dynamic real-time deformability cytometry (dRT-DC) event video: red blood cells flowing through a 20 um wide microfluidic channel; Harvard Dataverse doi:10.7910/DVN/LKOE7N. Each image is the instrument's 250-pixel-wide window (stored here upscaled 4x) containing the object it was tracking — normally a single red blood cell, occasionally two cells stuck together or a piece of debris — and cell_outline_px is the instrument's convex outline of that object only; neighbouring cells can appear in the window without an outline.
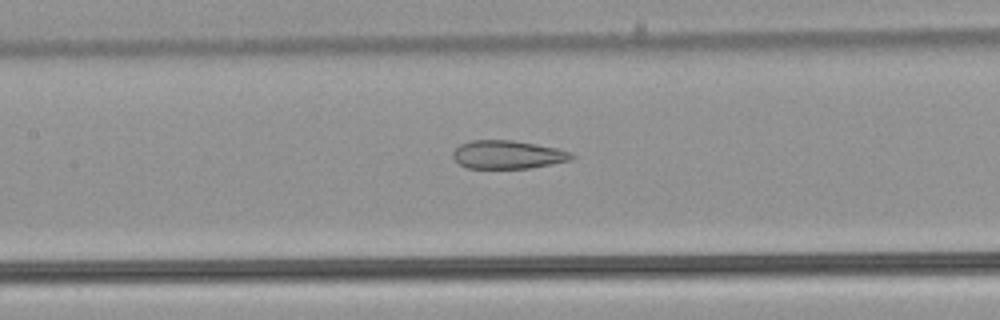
{"species": "common noctule bat (a hibernating species)", "species_latin": "Nyctalus noctula", "temperature_condition": "warm", "stored_images_in_passage": 20, "camera_frame_rate_fps": 3000, "um_per_image_px": 0.085, "animal": {"sex": "male", "body_mass_g": 21.5, "forearm_length_mm": 52.0}, "frame": {"image": 1, "passage_image": 12, "time_ms": 3.667, "image_size_px": [1000, 320], "cell_outline_px": [[576, 156], [572, 160], [528, 168], [468, 168], [460, 164], [452, 156], [452, 152], [460, 144], [472, 140], [512, 140], [536, 144], [556, 148], [572, 152]], "centroid_in_image_um": [43.17, 13.14], "position_along_channel_um": 164.2, "area_um2": 19.54}}
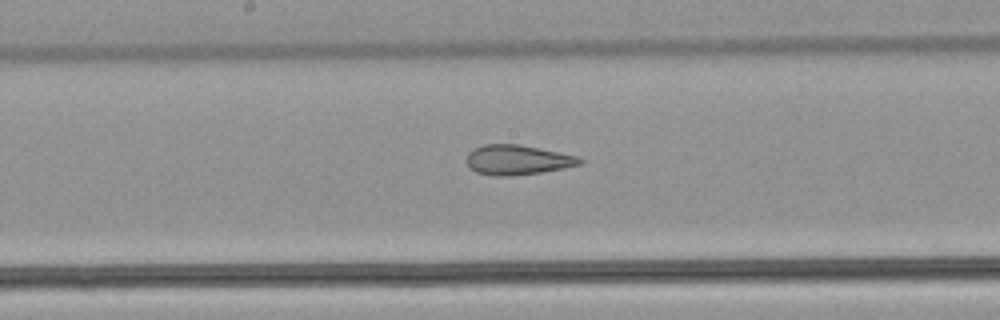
{"frame": {"image": 2, "passage_image": 15, "time_ms": 4.667, "image_size_px": [1000, 320], "cell_outline_px": [[584, 160], [580, 164], [564, 168], [540, 172], [508, 176], [492, 176], [476, 172], [468, 164], [468, 152], [484, 144], [520, 144], [580, 156]], "centroid_in_image_um": [44.03, 13.58], "position_along_channel_um": 204.2, "area_um2": 19.59}}